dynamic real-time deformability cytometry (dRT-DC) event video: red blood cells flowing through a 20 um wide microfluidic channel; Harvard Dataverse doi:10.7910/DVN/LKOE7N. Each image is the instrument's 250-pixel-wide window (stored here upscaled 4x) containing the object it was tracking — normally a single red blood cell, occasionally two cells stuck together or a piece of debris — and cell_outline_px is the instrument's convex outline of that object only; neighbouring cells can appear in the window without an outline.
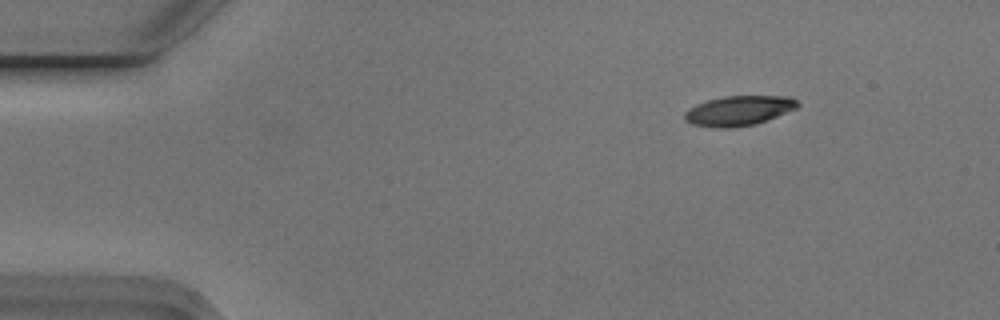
{"species": "Egyptian fruit bat (a non-hibernating species)", "species_latin": "Rousettus aegyptiacus", "temperature_condition": "cold", "stored_images_in_passage": 6, "camera_frame_rate_fps": 3000, "um_per_image_px": 0.085, "animal": {"sex": "male"}, "frame": {"image": 1, "passage_image": 1, "time_ms": 0.0, "image_size_px": [1000, 320], "cell_outline_px": [[800, 104], [796, 108], [756, 124], [732, 128], [712, 128], [692, 124], [684, 120], [684, 112], [688, 108], [696, 104], [708, 100], [724, 96], [792, 96]], "centroid_in_image_um": [62.76, 9.41], "position_along_channel_um": 22.2, "area_um2": 19.77}}
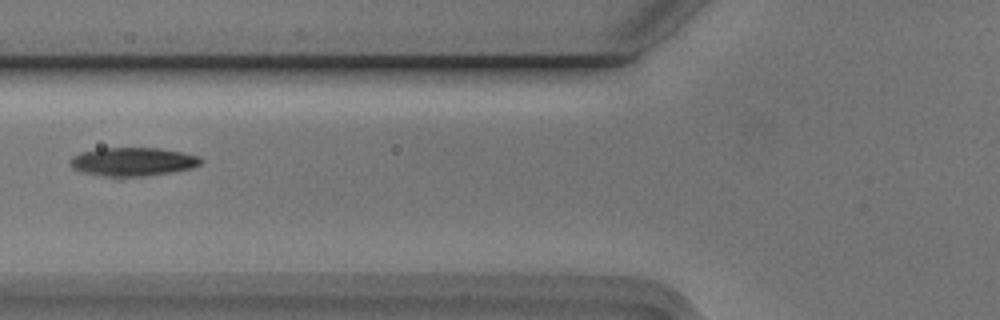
{"frame": {"image": 2, "passage_image": 5, "time_ms": 1.333, "image_size_px": [1000, 320], "cell_outline_px": [[204, 160], [200, 164], [192, 168], [172, 172], [120, 180], [116, 180], [84, 172], [72, 168], [68, 160], [72, 156], [80, 152], [100, 148], [160, 148], [200, 156]], "centroid_in_image_um": [11.25, 13.78], "position_along_channel_um": 114.6, "area_um2": 22.54}}
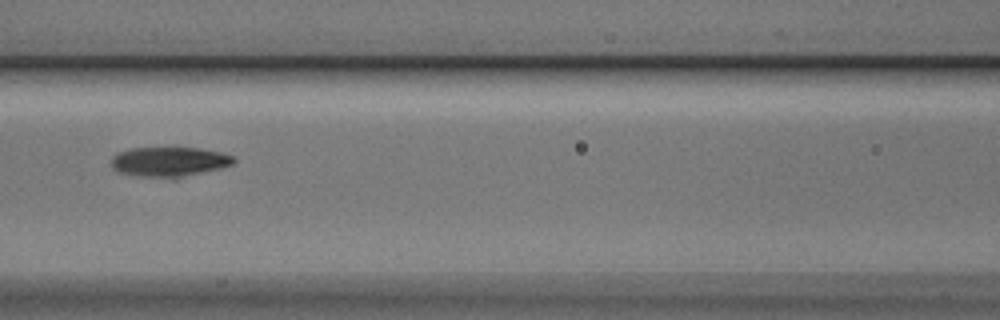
{"frame": {"image": 3, "passage_image": 6, "time_ms": 1.667, "image_size_px": [1000, 320], "cell_outline_px": [[236, 160], [232, 164], [220, 168], [176, 180], [172, 180], [140, 176], [116, 172], [112, 168], [112, 156], [116, 152], [132, 148], [200, 148], [220, 152], [232, 156]], "centroid_in_image_um": [14.36, 13.78], "position_along_channel_um": 152.2, "area_um2": 21.73}}